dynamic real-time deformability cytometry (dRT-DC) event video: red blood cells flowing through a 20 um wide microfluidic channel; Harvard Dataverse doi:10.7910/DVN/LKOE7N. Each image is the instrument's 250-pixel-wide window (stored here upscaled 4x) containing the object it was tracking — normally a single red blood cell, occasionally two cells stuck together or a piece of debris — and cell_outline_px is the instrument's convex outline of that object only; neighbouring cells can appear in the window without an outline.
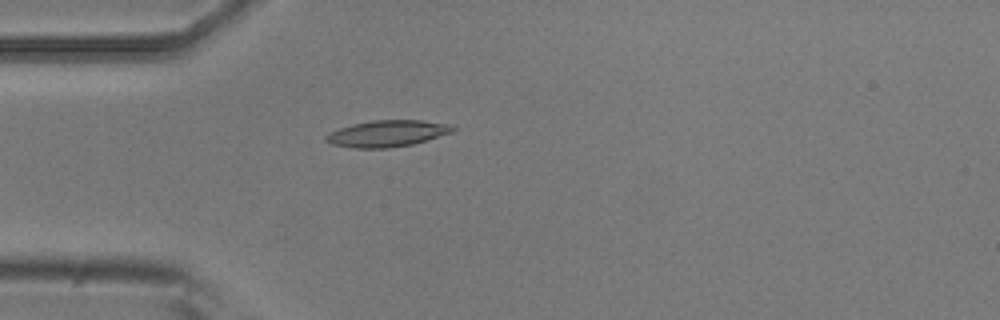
{"species": "common noctule bat (a hibernating species)", "species_latin": "Nyctalus noctula", "temperature_condition": "room temperature", "stored_images_in_passage": 6, "camera_frame_rate_fps": 3000, "um_per_image_px": 0.085, "animal": {"sex": "male", "body_mass_g": 20.5, "forearm_length_mm": 52.5}, "frame": {"image": 1, "passage_image": 6, "time_ms": 1.667, "image_size_px": [1000, 320], "cell_outline_px": [[456, 128], [452, 132], [412, 144], [388, 148], [356, 148], [332, 144], [324, 140], [324, 136], [328, 132], [352, 124], [372, 120], [420, 120], [448, 124]], "centroid_in_image_um": [32.86, 11.34], "position_along_channel_um": 52.1, "area_um2": 19.42}}